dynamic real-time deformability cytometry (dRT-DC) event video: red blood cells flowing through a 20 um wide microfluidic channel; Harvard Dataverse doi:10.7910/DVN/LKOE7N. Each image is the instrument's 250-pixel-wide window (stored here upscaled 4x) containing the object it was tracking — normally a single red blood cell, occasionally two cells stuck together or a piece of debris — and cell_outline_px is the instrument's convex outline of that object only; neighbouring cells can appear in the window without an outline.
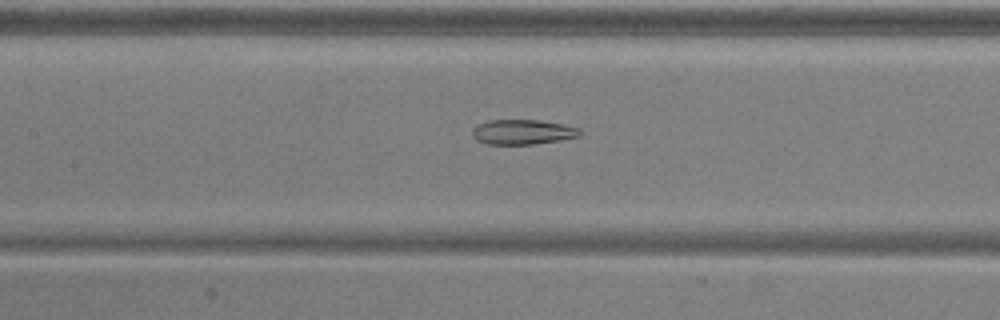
{"species": "common noctule bat (a hibernating species)", "species_latin": "Nyctalus noctula", "temperature_condition": "warm", "stored_images_in_passage": 43, "camera_frame_rate_fps": 3000, "um_per_image_px": 0.085, "animal": {"sex": "male", "body_mass_g": 20.5, "forearm_length_mm": 52.5}, "frame": {"image": 1, "passage_image": 14, "time_ms": 4.333, "image_size_px": [1000, 320], "cell_outline_px": [[584, 132], [580, 136], [560, 140], [532, 144], [488, 144], [476, 140], [472, 136], [472, 128], [476, 124], [488, 120], [540, 120], [564, 124], [580, 128]], "centroid_in_image_um": [44.43, 11.21], "position_along_channel_um": 163.0, "area_um2": 15.84}}
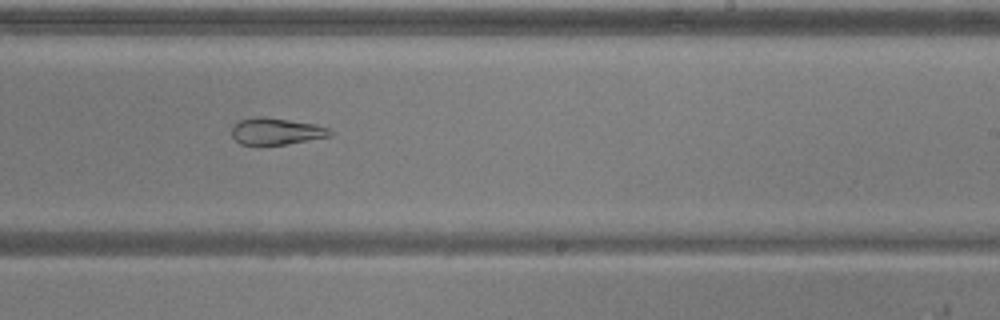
{"frame": {"image": 2, "passage_image": 22, "time_ms": 7.0, "image_size_px": [1000, 320], "cell_outline_px": [[332, 136], [284, 144], [240, 144], [232, 136], [232, 124], [240, 120], [256, 116], [260, 116], [316, 124], [328, 128], [332, 132]], "centroid_in_image_um": [23.46, 11.15], "position_along_channel_um": 265.5, "area_um2": 15.14}}
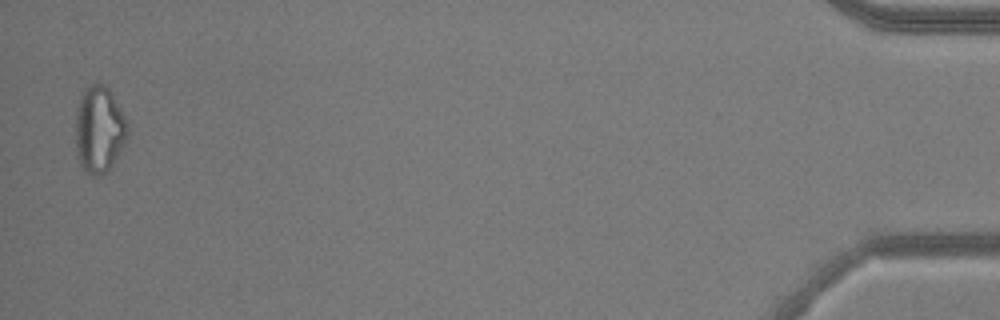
{"frame": {"image": 3, "passage_image": 42, "time_ms": 13.667, "image_size_px": [1000, 320], "cell_outline_px": [[128, 136], [120, 152], [112, 164], [100, 176], [92, 176], [80, 164], [76, 148], [76, 112], [80, 96], [84, 88], [92, 84], [104, 84], [112, 92], [128, 120]], "centroid_in_image_um": [8.45, 10.96], "position_along_channel_um": 426.7, "area_um2": 26.36}, "authors_computed_cell_mechanics": {"area_um2": 19.652, "velocity_mm_per_s": 3.8526, "shape_relaxation_time_tau1_ms": null, "shape_relaxation_time_tau2_ms": 4.1574, "deformation_change_tau1": null, "deformation_change_tau2": 0.1294}}